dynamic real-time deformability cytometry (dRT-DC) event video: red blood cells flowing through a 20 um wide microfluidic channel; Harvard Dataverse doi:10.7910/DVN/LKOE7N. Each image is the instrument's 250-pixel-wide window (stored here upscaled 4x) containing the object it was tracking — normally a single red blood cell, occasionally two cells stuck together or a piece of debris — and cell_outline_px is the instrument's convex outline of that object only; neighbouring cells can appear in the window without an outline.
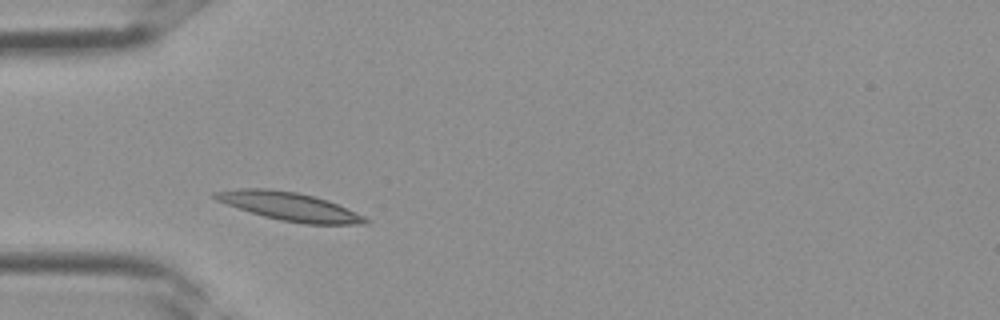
{"species": "Egyptian fruit bat (a non-hibernating species)", "species_latin": "Rousettus aegyptiacus", "temperature_condition": "room temperature", "stored_images_in_passage": 3, "camera_frame_rate_fps": 3000, "um_per_image_px": 0.085, "frame": {"image": 1, "passage_image": 2, "time_ms": 0.333, "image_size_px": [1000, 320], "cell_outline_px": [[372, 220], [368, 224], [304, 224], [280, 220], [264, 216], [216, 200], [212, 196], [212, 192], [240, 188], [268, 188], [296, 192], [328, 200], [364, 216]], "centroid_in_image_um": [24.63, 17.55], "position_along_channel_um": 60.4, "area_um2": 24.62}}
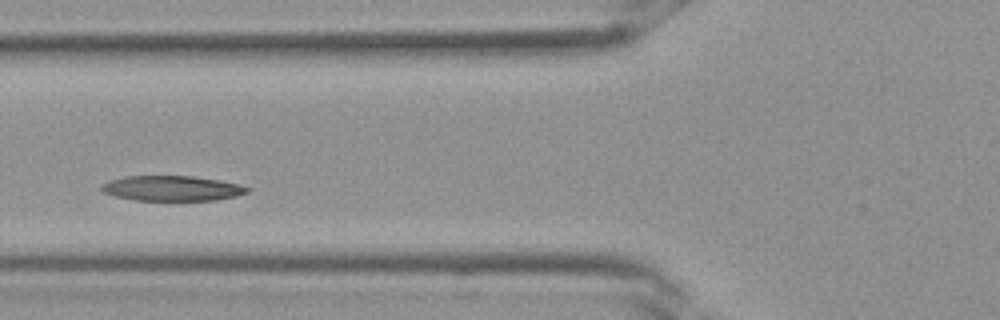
{"frame": {"image": 2, "passage_image": 3, "time_ms": 0.667, "image_size_px": [1000, 320], "cell_outline_px": [[252, 188], [248, 192], [236, 196], [216, 200], [132, 200], [116, 196], [104, 192], [100, 188], [100, 184], [108, 180], [124, 176], [192, 176], [220, 180], [240, 184]], "centroid_in_image_um": [14.62, 16.0], "position_along_channel_um": 111.2, "area_um2": 21.5}}